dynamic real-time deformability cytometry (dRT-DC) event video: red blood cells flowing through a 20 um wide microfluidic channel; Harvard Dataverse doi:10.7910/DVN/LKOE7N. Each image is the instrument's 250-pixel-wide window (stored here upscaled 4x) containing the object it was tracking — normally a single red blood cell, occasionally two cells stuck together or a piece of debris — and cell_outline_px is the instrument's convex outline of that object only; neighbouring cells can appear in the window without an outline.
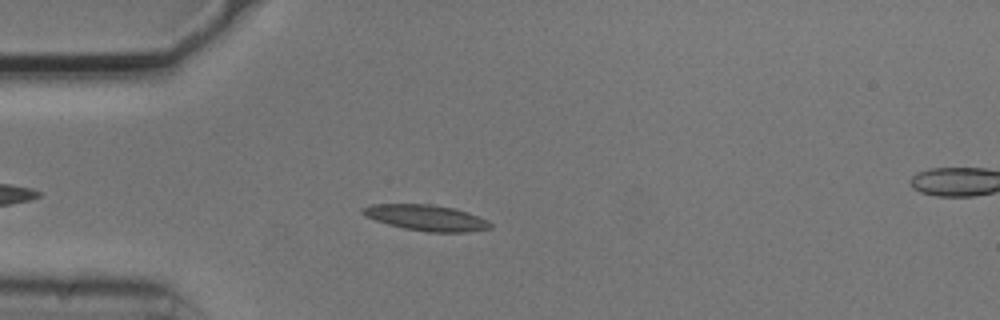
{"species": "common noctule bat (a hibernating species)", "species_latin": "Nyctalus noctula", "temperature_condition": "cold", "stored_images_in_passage": 44, "camera_frame_rate_fps": 3000, "um_per_image_px": 0.085, "animal": {"sex": "male", "body_mass_g": 20.5, "forearm_length_mm": 52.5}, "frame": {"image": 1, "passage_image": 8, "time_ms": 2.333, "image_size_px": [1000, 320], "cell_outline_px": [[492, 228], [468, 232], [428, 232], [404, 228], [388, 224], [364, 216], [360, 212], [360, 208], [372, 204], [432, 204], [452, 208], [468, 212], [488, 220], [492, 224]], "centroid_in_image_um": [36.22, 18.51], "position_along_channel_um": 48.8, "area_um2": 19.31}}
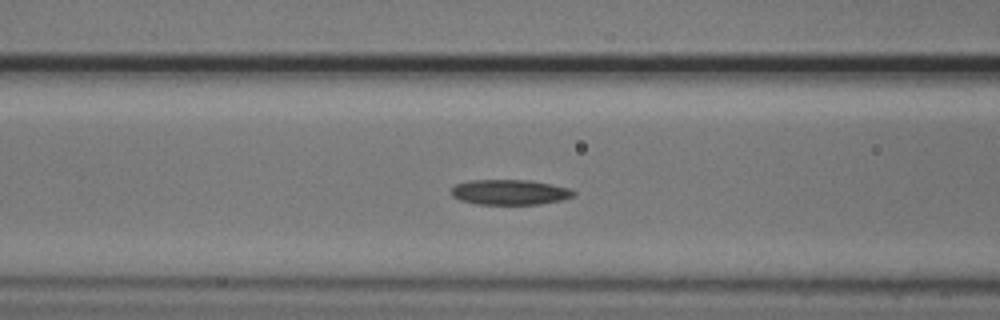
{"frame": {"image": 2, "passage_image": 15, "time_ms": 4.667, "image_size_px": [1000, 320], "cell_outline_px": [[576, 192], [572, 196], [560, 200], [540, 204], [476, 204], [460, 200], [452, 196], [452, 188], [456, 184], [468, 180], [532, 180], [552, 184], [568, 188]], "centroid_in_image_um": [43.31, 16.33], "position_along_channel_um": 123.3, "area_um2": 17.92}}
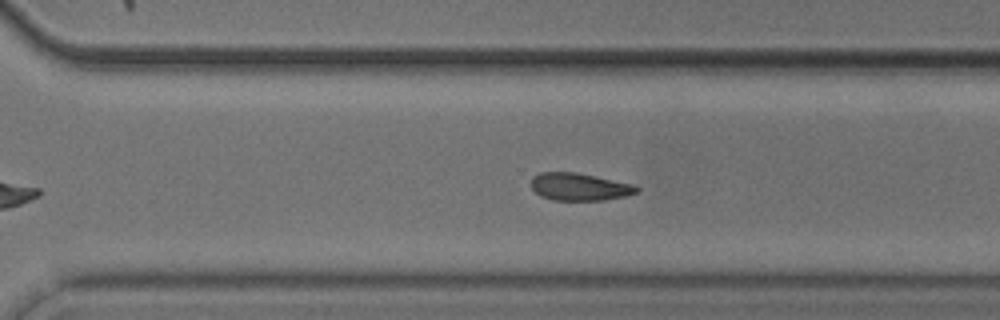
{"frame": {"image": 3, "passage_image": 31, "time_ms": 10.0, "image_size_px": [1000, 320], "cell_outline_px": [[640, 188], [636, 192], [624, 196], [604, 200], [552, 200], [540, 196], [532, 188], [532, 176], [540, 172], [576, 172], [632, 184]], "centroid_in_image_um": [49.21, 15.87], "position_along_channel_um": 321.4, "area_um2": 16.76}, "authors_computed_cell_mechanics": {"area_um2": 17.8024, "velocity_mm_per_s": 3.7342, "shape_relaxation_time_tau1_ms": 4.8419, "shape_relaxation_time_tau2_ms": null, "deformation_change_tau1": 0.1015, "deformation_change_tau2": null}}